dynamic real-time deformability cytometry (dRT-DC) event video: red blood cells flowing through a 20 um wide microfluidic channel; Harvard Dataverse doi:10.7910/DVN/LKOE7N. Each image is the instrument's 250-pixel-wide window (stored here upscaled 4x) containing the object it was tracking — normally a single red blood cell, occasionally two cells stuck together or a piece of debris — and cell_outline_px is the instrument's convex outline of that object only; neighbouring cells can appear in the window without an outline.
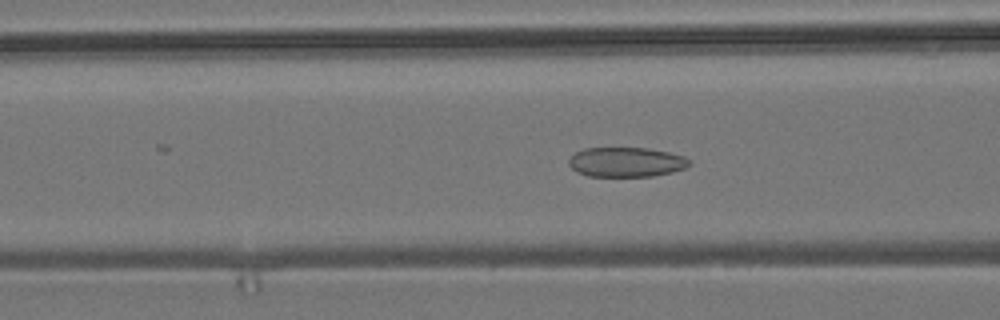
{"species": "common noctule bat (a hibernating species)", "species_latin": "Nyctalus noctula", "temperature_condition": "room temperature", "stored_images_in_passage": 56, "camera_frame_rate_fps": 3000, "um_per_image_px": 0.085, "animal": {"sex": "male", "body_mass_g": 19.2, "forearm_length_mm": 51.8}, "frame": {"image": 1, "passage_image": 22, "time_ms": 7.0, "image_size_px": [1000, 320], "cell_outline_px": [[692, 164], [684, 168], [672, 172], [652, 176], [588, 176], [576, 172], [568, 164], [568, 160], [576, 152], [584, 148], [648, 148], [668, 152], [684, 156], [692, 160]], "centroid_in_image_um": [53.24, 13.77], "position_along_channel_um": 113.4, "area_um2": 20.92}}
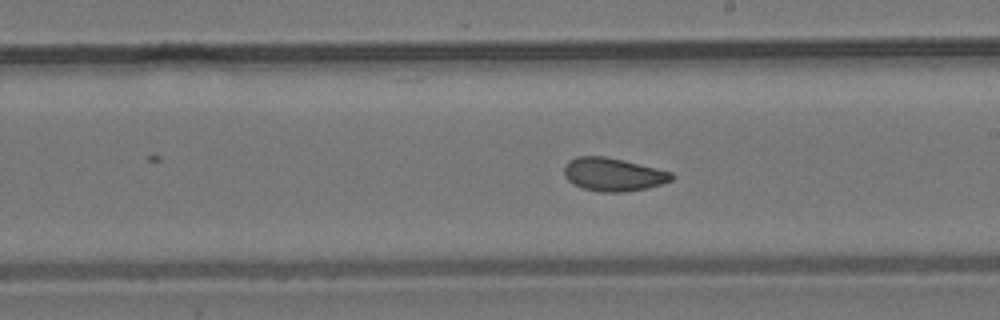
{"frame": {"image": 2, "passage_image": 32, "time_ms": 10.333, "image_size_px": [1000, 320], "cell_outline_px": [[676, 176], [672, 180], [648, 188], [624, 192], [600, 192], [584, 188], [572, 184], [564, 176], [564, 164], [568, 160], [576, 156], [604, 156], [624, 160], [672, 172]], "centroid_in_image_um": [52.1, 14.82], "position_along_channel_um": 236.9, "area_um2": 20.98}}
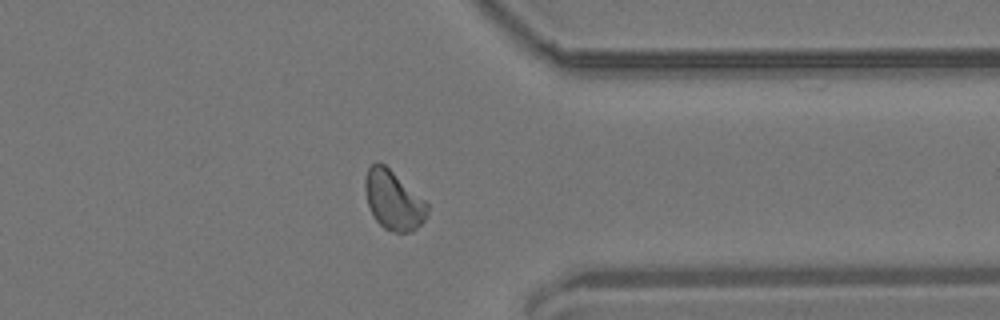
{"frame": {"image": 3, "passage_image": 44, "time_ms": 14.333, "image_size_px": [1000, 320], "cell_outline_px": [[428, 216], [412, 232], [392, 232], [384, 228], [376, 220], [368, 204], [364, 188], [364, 180], [368, 168], [376, 160], [380, 160], [424, 200], [428, 204]], "centroid_in_image_um": [33.42, 17.0], "position_along_channel_um": 378.0, "area_um2": 21.39}, "authors_computed_cell_mechanics": {"area_um2": 21.4727, "velocity_mm_per_s": 3.7005, "shape_relaxation_time_tau1_ms": 7.9933, "shape_relaxation_time_tau2_ms": 1.4074, "deformation_change_tau1": 0.1107, "deformation_change_tau2": 0.0628}}